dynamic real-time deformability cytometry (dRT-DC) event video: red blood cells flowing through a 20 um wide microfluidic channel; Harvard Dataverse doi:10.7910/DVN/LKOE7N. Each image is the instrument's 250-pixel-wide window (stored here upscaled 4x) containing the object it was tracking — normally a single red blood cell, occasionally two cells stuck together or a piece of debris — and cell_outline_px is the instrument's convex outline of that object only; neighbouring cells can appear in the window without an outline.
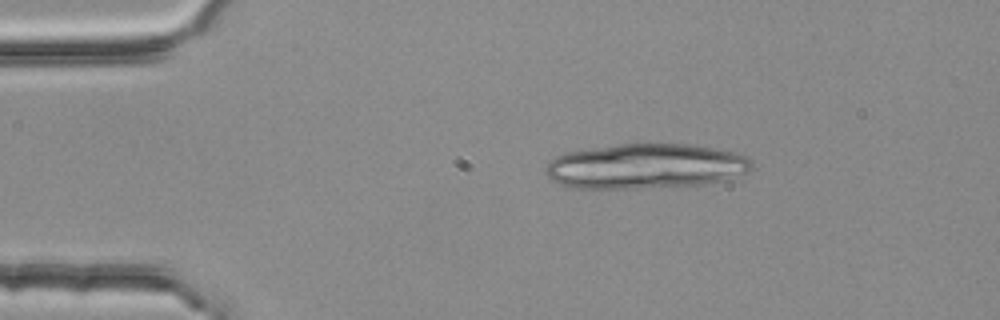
{"species": "common noctule bat (a hibernating species)", "species_latin": "Nyctalus noctula", "temperature_condition": "room temperature", "stored_images_in_passage": 3, "camera_frame_rate_fps": 3000, "um_per_image_px": 0.085, "animal": {"sex": "female", "body_mass_g": 25.1}, "frame": {"image": 1, "passage_image": 2, "time_ms": 0.333, "image_size_px": [1000, 320], "cell_outline_px": [[752, 168], [748, 172], [724, 180], [700, 184], [640, 188], [568, 188], [552, 180], [544, 172], [548, 164], [556, 156], [568, 152], [592, 148], [620, 144], [688, 144], [716, 148], [748, 156], [752, 160]], "centroid_in_image_um": [54.89, 14.13], "position_along_channel_um": 30.1, "area_um2": 53.87}}